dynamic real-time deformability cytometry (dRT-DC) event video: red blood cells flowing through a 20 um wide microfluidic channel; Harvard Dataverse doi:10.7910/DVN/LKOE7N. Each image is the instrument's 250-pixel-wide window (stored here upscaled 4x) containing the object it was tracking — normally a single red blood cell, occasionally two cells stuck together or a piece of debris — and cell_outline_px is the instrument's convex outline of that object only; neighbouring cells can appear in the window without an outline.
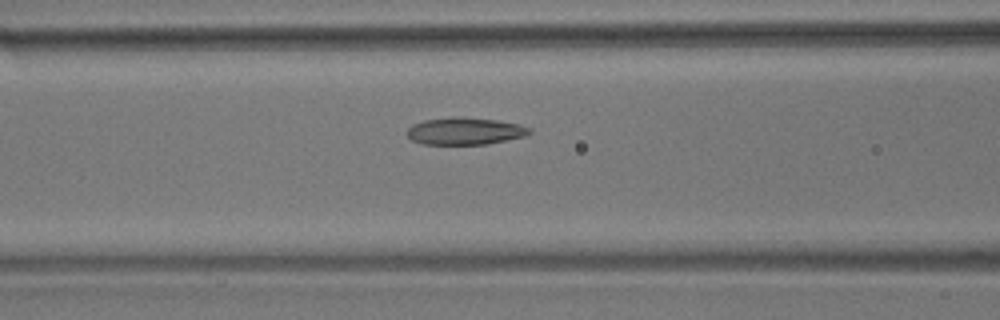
{"species": "common noctule bat (a hibernating species)", "species_latin": "Nyctalus noctula", "temperature_condition": "room temperature", "stored_images_in_passage": 17, "camera_frame_rate_fps": 3000, "um_per_image_px": 0.085, "animal": {"sex": "male", "body_mass_g": 17.9}, "frame": {"image": 1, "passage_image": 12, "time_ms": 3.667, "image_size_px": [1000, 320], "cell_outline_px": [[532, 132], [524, 136], [488, 144], [420, 144], [412, 140], [404, 132], [412, 124], [424, 120], [452, 116], [496, 120], [520, 124], [532, 128]], "centroid_in_image_um": [39.49, 11.14], "position_along_channel_um": 127.1, "area_um2": 19.54}}
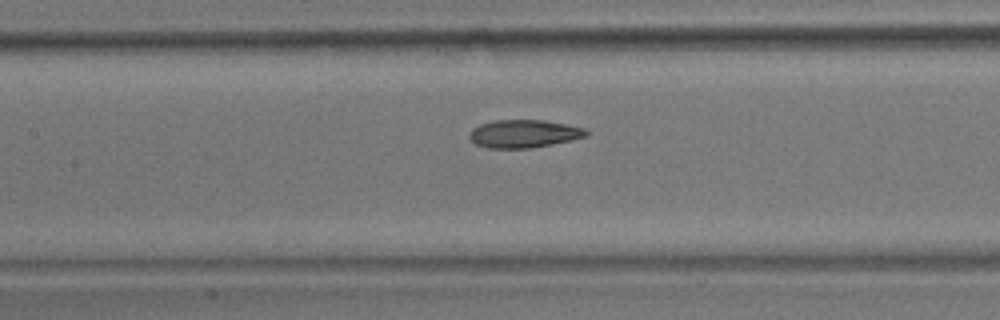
{"frame": {"image": 2, "passage_image": 15, "time_ms": 4.667, "image_size_px": [1000, 320], "cell_outline_px": [[588, 136], [572, 140], [552, 144], [528, 148], [488, 148], [476, 144], [468, 136], [472, 128], [480, 124], [496, 120], [544, 120], [584, 128], [588, 132]], "centroid_in_image_um": [44.52, 11.36], "position_along_channel_um": 162.9, "area_um2": 18.9}}